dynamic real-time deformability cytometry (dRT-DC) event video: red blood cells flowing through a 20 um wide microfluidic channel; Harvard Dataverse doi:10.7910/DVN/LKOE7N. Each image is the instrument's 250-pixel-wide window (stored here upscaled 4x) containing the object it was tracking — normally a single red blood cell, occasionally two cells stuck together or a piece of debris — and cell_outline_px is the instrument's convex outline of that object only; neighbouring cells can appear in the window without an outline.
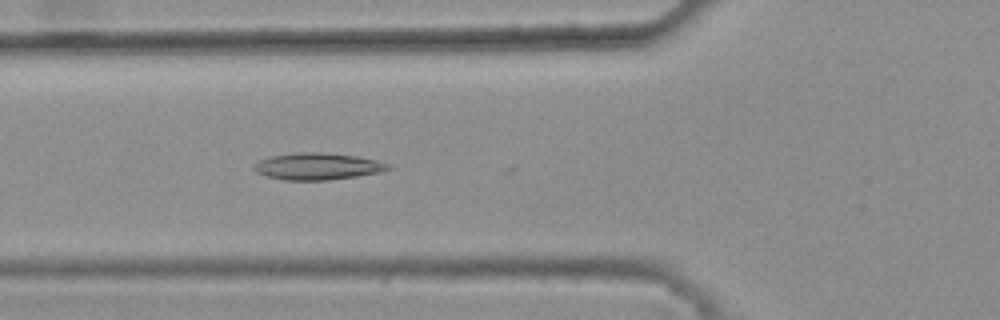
{"species": "common noctule bat (a hibernating species)", "species_latin": "Nyctalus noctula", "temperature_condition": "warm", "stored_images_in_passage": 4, "camera_frame_rate_fps": 3000, "um_per_image_px": 0.085, "animal": {"sex": "female", "body_mass_g": 25.1}, "frame": {"image": 1, "passage_image": 4, "time_ms": 1.0, "image_size_px": [1000, 320], "cell_outline_px": [[392, 168], [380, 172], [356, 176], [328, 180], [284, 180], [268, 176], [256, 172], [252, 168], [252, 164], [260, 160], [272, 156], [300, 152], [320, 152], [356, 156], [376, 160], [388, 164]], "centroid_in_image_um": [26.97, 14.14], "position_along_channel_um": 98.8, "area_um2": 20.81}}